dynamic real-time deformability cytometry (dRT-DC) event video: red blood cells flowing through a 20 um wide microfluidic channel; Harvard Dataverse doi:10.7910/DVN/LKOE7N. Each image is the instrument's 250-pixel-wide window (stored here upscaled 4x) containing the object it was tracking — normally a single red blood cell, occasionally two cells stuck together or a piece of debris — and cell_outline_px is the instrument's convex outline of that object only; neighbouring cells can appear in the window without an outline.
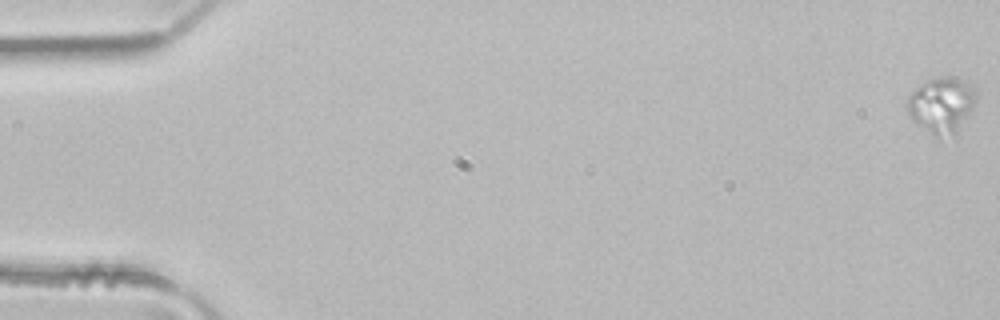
{"species": "common noctule bat (a hibernating species)", "species_latin": "Nyctalus noctula", "temperature_condition": "room temperature", "stored_images_in_passage": 7, "camera_frame_rate_fps": 3000, "um_per_image_px": 0.085, "animal": {"sex": "male", "body_mass_g": 21.5, "forearm_length_mm": 52.0}, "frame": {"image": 1, "passage_image": 1, "time_ms": 0.0, "image_size_px": [1000, 320], "cell_outline_px": [[976, 100], [972, 108], [956, 132], [952, 136], [936, 136], [916, 124], [908, 116], [908, 96], [920, 84], [928, 80], [944, 76], [956, 76], [976, 88]], "centroid_in_image_um": [80.03, 8.9], "position_along_channel_um": 5.0, "area_um2": 22.2}}
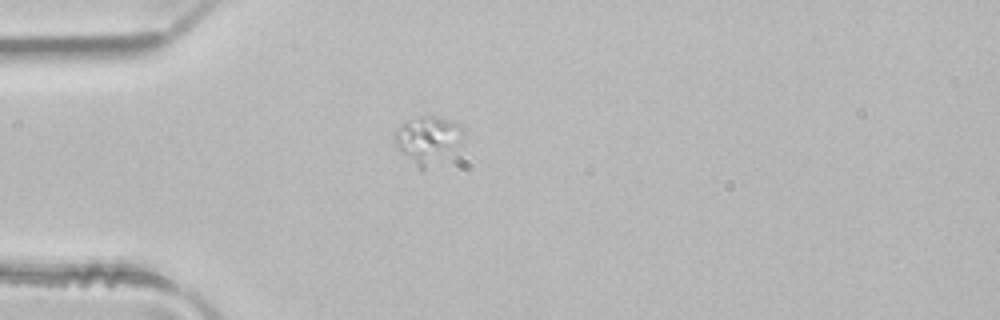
{"frame": {"image": 2, "passage_image": 5, "time_ms": 1.333, "image_size_px": [1000, 320], "cell_outline_px": [[464, 132], [424, 168], [420, 168], [396, 148], [392, 132], [404, 120], [420, 116], [436, 116], [452, 120], [460, 124], [464, 128]], "centroid_in_image_um": [36.18, 11.71], "position_along_channel_um": 48.8, "area_um2": 17.34}}
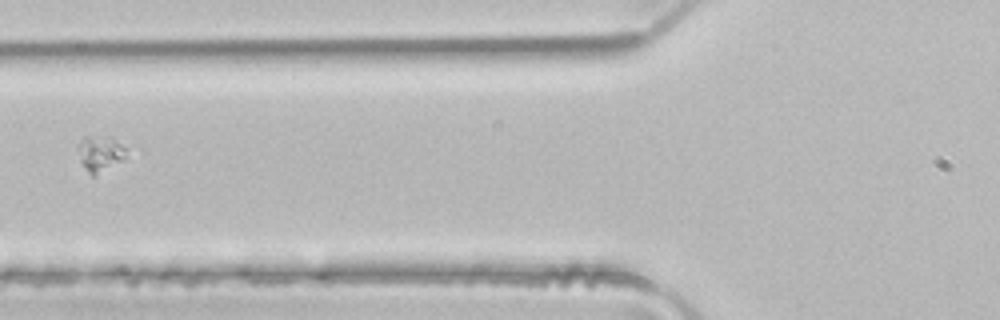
{"frame": {"image": 3, "passage_image": 7, "time_ms": 2.0, "image_size_px": [1000, 320], "cell_outline_px": [[132, 152], [120, 160], [92, 176], [88, 172], [80, 160], [76, 148], [76, 144], [84, 136], [112, 136], [128, 148]], "centroid_in_image_um": [8.53, 12.97], "position_along_channel_um": 117.3, "area_um2": 10.23}}